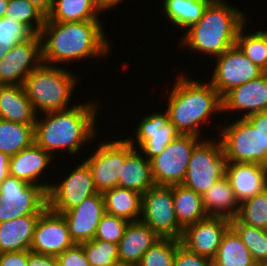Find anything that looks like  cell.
Segmentation results:
<instances>
[{"label": "cell", "instance_id": "30bf717a", "mask_svg": "<svg viewBox=\"0 0 267 266\" xmlns=\"http://www.w3.org/2000/svg\"><path fill=\"white\" fill-rule=\"evenodd\" d=\"M134 149L127 139H116L101 142L95 152L84 159L98 192L103 193L118 186V175L123 163Z\"/></svg>", "mask_w": 267, "mask_h": 266}, {"label": "cell", "instance_id": "3957f363", "mask_svg": "<svg viewBox=\"0 0 267 266\" xmlns=\"http://www.w3.org/2000/svg\"><path fill=\"white\" fill-rule=\"evenodd\" d=\"M236 8L225 0H212L202 18L185 30L179 45L214 58L220 56L236 44L238 32L247 22L246 15Z\"/></svg>", "mask_w": 267, "mask_h": 266}, {"label": "cell", "instance_id": "44dd1931", "mask_svg": "<svg viewBox=\"0 0 267 266\" xmlns=\"http://www.w3.org/2000/svg\"><path fill=\"white\" fill-rule=\"evenodd\" d=\"M54 158L53 155L33 143L16 155L10 156L9 175L28 184L41 185L48 191L51 184L47 181L45 183L44 180L39 182L38 178L46 173V168Z\"/></svg>", "mask_w": 267, "mask_h": 266}, {"label": "cell", "instance_id": "ba28073f", "mask_svg": "<svg viewBox=\"0 0 267 266\" xmlns=\"http://www.w3.org/2000/svg\"><path fill=\"white\" fill-rule=\"evenodd\" d=\"M140 221L160 238L181 239L183 228L176 219L172 186L154 185L142 195Z\"/></svg>", "mask_w": 267, "mask_h": 266}, {"label": "cell", "instance_id": "1f68e13d", "mask_svg": "<svg viewBox=\"0 0 267 266\" xmlns=\"http://www.w3.org/2000/svg\"><path fill=\"white\" fill-rule=\"evenodd\" d=\"M34 143V125L0 119V151L16 155Z\"/></svg>", "mask_w": 267, "mask_h": 266}, {"label": "cell", "instance_id": "f35d334b", "mask_svg": "<svg viewBox=\"0 0 267 266\" xmlns=\"http://www.w3.org/2000/svg\"><path fill=\"white\" fill-rule=\"evenodd\" d=\"M35 34L24 24L16 23L6 16L0 18V47L10 51L15 45L26 42Z\"/></svg>", "mask_w": 267, "mask_h": 266}, {"label": "cell", "instance_id": "6da1fadb", "mask_svg": "<svg viewBox=\"0 0 267 266\" xmlns=\"http://www.w3.org/2000/svg\"><path fill=\"white\" fill-rule=\"evenodd\" d=\"M39 36L42 61L47 65L95 59L111 49L100 20L57 22L46 17Z\"/></svg>", "mask_w": 267, "mask_h": 266}, {"label": "cell", "instance_id": "8fae6325", "mask_svg": "<svg viewBox=\"0 0 267 266\" xmlns=\"http://www.w3.org/2000/svg\"><path fill=\"white\" fill-rule=\"evenodd\" d=\"M70 171L60 184L51 183L47 191V206L60 214L98 193L91 171L84 161Z\"/></svg>", "mask_w": 267, "mask_h": 266}, {"label": "cell", "instance_id": "484cf974", "mask_svg": "<svg viewBox=\"0 0 267 266\" xmlns=\"http://www.w3.org/2000/svg\"><path fill=\"white\" fill-rule=\"evenodd\" d=\"M202 204L208 216L235 218L239 211V202L226 176L216 181L202 195Z\"/></svg>", "mask_w": 267, "mask_h": 266}, {"label": "cell", "instance_id": "b9f144b4", "mask_svg": "<svg viewBox=\"0 0 267 266\" xmlns=\"http://www.w3.org/2000/svg\"><path fill=\"white\" fill-rule=\"evenodd\" d=\"M56 258L58 266H90L83 250V243H75L72 247L57 255Z\"/></svg>", "mask_w": 267, "mask_h": 266}, {"label": "cell", "instance_id": "e0dca14e", "mask_svg": "<svg viewBox=\"0 0 267 266\" xmlns=\"http://www.w3.org/2000/svg\"><path fill=\"white\" fill-rule=\"evenodd\" d=\"M74 244L62 214L47 207L37 220L30 251L57 256Z\"/></svg>", "mask_w": 267, "mask_h": 266}, {"label": "cell", "instance_id": "7402d4cb", "mask_svg": "<svg viewBox=\"0 0 267 266\" xmlns=\"http://www.w3.org/2000/svg\"><path fill=\"white\" fill-rule=\"evenodd\" d=\"M160 237L142 221L129 222L118 243L119 261L139 264L143 255Z\"/></svg>", "mask_w": 267, "mask_h": 266}, {"label": "cell", "instance_id": "7dc6e473", "mask_svg": "<svg viewBox=\"0 0 267 266\" xmlns=\"http://www.w3.org/2000/svg\"><path fill=\"white\" fill-rule=\"evenodd\" d=\"M10 156L0 151V184L9 176Z\"/></svg>", "mask_w": 267, "mask_h": 266}, {"label": "cell", "instance_id": "d4e9b609", "mask_svg": "<svg viewBox=\"0 0 267 266\" xmlns=\"http://www.w3.org/2000/svg\"><path fill=\"white\" fill-rule=\"evenodd\" d=\"M154 185L150 160L134 149L123 163L118 175V186L143 195Z\"/></svg>", "mask_w": 267, "mask_h": 266}, {"label": "cell", "instance_id": "f546056e", "mask_svg": "<svg viewBox=\"0 0 267 266\" xmlns=\"http://www.w3.org/2000/svg\"><path fill=\"white\" fill-rule=\"evenodd\" d=\"M213 263L214 266H253L255 264L248 248L231 227L224 233Z\"/></svg>", "mask_w": 267, "mask_h": 266}, {"label": "cell", "instance_id": "ffe728a7", "mask_svg": "<svg viewBox=\"0 0 267 266\" xmlns=\"http://www.w3.org/2000/svg\"><path fill=\"white\" fill-rule=\"evenodd\" d=\"M225 176L239 203L267 188V166L261 164L227 162Z\"/></svg>", "mask_w": 267, "mask_h": 266}, {"label": "cell", "instance_id": "9a60e30c", "mask_svg": "<svg viewBox=\"0 0 267 266\" xmlns=\"http://www.w3.org/2000/svg\"><path fill=\"white\" fill-rule=\"evenodd\" d=\"M42 63L41 39L35 34L15 45L0 61V86L23 85L26 77Z\"/></svg>", "mask_w": 267, "mask_h": 266}, {"label": "cell", "instance_id": "5b68a950", "mask_svg": "<svg viewBox=\"0 0 267 266\" xmlns=\"http://www.w3.org/2000/svg\"><path fill=\"white\" fill-rule=\"evenodd\" d=\"M69 69L42 63L24 81L28 99L38 115L41 112L69 109V102L79 78Z\"/></svg>", "mask_w": 267, "mask_h": 266}, {"label": "cell", "instance_id": "f1b7e54d", "mask_svg": "<svg viewBox=\"0 0 267 266\" xmlns=\"http://www.w3.org/2000/svg\"><path fill=\"white\" fill-rule=\"evenodd\" d=\"M102 11L98 0H54L47 18L57 22L99 20Z\"/></svg>", "mask_w": 267, "mask_h": 266}, {"label": "cell", "instance_id": "f6af8a7d", "mask_svg": "<svg viewBox=\"0 0 267 266\" xmlns=\"http://www.w3.org/2000/svg\"><path fill=\"white\" fill-rule=\"evenodd\" d=\"M27 266H58L56 256L36 253L28 250Z\"/></svg>", "mask_w": 267, "mask_h": 266}, {"label": "cell", "instance_id": "8d00e7d4", "mask_svg": "<svg viewBox=\"0 0 267 266\" xmlns=\"http://www.w3.org/2000/svg\"><path fill=\"white\" fill-rule=\"evenodd\" d=\"M180 240L158 239L143 255L138 266H173L174 255Z\"/></svg>", "mask_w": 267, "mask_h": 266}, {"label": "cell", "instance_id": "d6986e66", "mask_svg": "<svg viewBox=\"0 0 267 266\" xmlns=\"http://www.w3.org/2000/svg\"><path fill=\"white\" fill-rule=\"evenodd\" d=\"M222 111H243L239 118L267 111V72L228 91L222 97Z\"/></svg>", "mask_w": 267, "mask_h": 266}, {"label": "cell", "instance_id": "5bb4252c", "mask_svg": "<svg viewBox=\"0 0 267 266\" xmlns=\"http://www.w3.org/2000/svg\"><path fill=\"white\" fill-rule=\"evenodd\" d=\"M135 132L136 140L127 138V141L148 160L160 154L174 138L181 135L165 111L143 116Z\"/></svg>", "mask_w": 267, "mask_h": 266}, {"label": "cell", "instance_id": "f5cc1de1", "mask_svg": "<svg viewBox=\"0 0 267 266\" xmlns=\"http://www.w3.org/2000/svg\"><path fill=\"white\" fill-rule=\"evenodd\" d=\"M253 266H267V263H255Z\"/></svg>", "mask_w": 267, "mask_h": 266}, {"label": "cell", "instance_id": "4316f807", "mask_svg": "<svg viewBox=\"0 0 267 266\" xmlns=\"http://www.w3.org/2000/svg\"><path fill=\"white\" fill-rule=\"evenodd\" d=\"M102 194L106 213L129 222L140 220L142 194L119 186L108 189Z\"/></svg>", "mask_w": 267, "mask_h": 266}, {"label": "cell", "instance_id": "7bdbcfd3", "mask_svg": "<svg viewBox=\"0 0 267 266\" xmlns=\"http://www.w3.org/2000/svg\"><path fill=\"white\" fill-rule=\"evenodd\" d=\"M246 119L258 130L261 139V165L267 166V111L252 114Z\"/></svg>", "mask_w": 267, "mask_h": 266}, {"label": "cell", "instance_id": "7c38bea8", "mask_svg": "<svg viewBox=\"0 0 267 266\" xmlns=\"http://www.w3.org/2000/svg\"><path fill=\"white\" fill-rule=\"evenodd\" d=\"M214 72L209 82L223 97L228 91L243 85L264 73L252 63L235 44L216 57Z\"/></svg>", "mask_w": 267, "mask_h": 266}, {"label": "cell", "instance_id": "e575fe53", "mask_svg": "<svg viewBox=\"0 0 267 266\" xmlns=\"http://www.w3.org/2000/svg\"><path fill=\"white\" fill-rule=\"evenodd\" d=\"M6 17L26 25L34 34L40 33L46 20V16L28 0H9Z\"/></svg>", "mask_w": 267, "mask_h": 266}, {"label": "cell", "instance_id": "ab89813d", "mask_svg": "<svg viewBox=\"0 0 267 266\" xmlns=\"http://www.w3.org/2000/svg\"><path fill=\"white\" fill-rule=\"evenodd\" d=\"M129 221L105 213L100 220L94 239L118 244Z\"/></svg>", "mask_w": 267, "mask_h": 266}, {"label": "cell", "instance_id": "9c48e42d", "mask_svg": "<svg viewBox=\"0 0 267 266\" xmlns=\"http://www.w3.org/2000/svg\"><path fill=\"white\" fill-rule=\"evenodd\" d=\"M194 135L174 138L157 156L150 159L155 185H180L183 183L187 165L194 148L201 142Z\"/></svg>", "mask_w": 267, "mask_h": 266}, {"label": "cell", "instance_id": "c3c4849f", "mask_svg": "<svg viewBox=\"0 0 267 266\" xmlns=\"http://www.w3.org/2000/svg\"><path fill=\"white\" fill-rule=\"evenodd\" d=\"M123 0H98L100 7L105 10H110L114 8L117 4L121 3Z\"/></svg>", "mask_w": 267, "mask_h": 266}, {"label": "cell", "instance_id": "4dcf8cb0", "mask_svg": "<svg viewBox=\"0 0 267 266\" xmlns=\"http://www.w3.org/2000/svg\"><path fill=\"white\" fill-rule=\"evenodd\" d=\"M167 19L180 29L197 23L212 0H162Z\"/></svg>", "mask_w": 267, "mask_h": 266}, {"label": "cell", "instance_id": "7a4b0ae2", "mask_svg": "<svg viewBox=\"0 0 267 266\" xmlns=\"http://www.w3.org/2000/svg\"><path fill=\"white\" fill-rule=\"evenodd\" d=\"M63 111L42 113L34 125V143L52 155L53 151L67 149L75 155L82 145L97 134V104L93 102L72 105ZM96 131V132H95Z\"/></svg>", "mask_w": 267, "mask_h": 266}, {"label": "cell", "instance_id": "4fadbf2b", "mask_svg": "<svg viewBox=\"0 0 267 266\" xmlns=\"http://www.w3.org/2000/svg\"><path fill=\"white\" fill-rule=\"evenodd\" d=\"M220 142L227 162L261 164V139L246 118H239L220 130Z\"/></svg>", "mask_w": 267, "mask_h": 266}, {"label": "cell", "instance_id": "ac0fdd59", "mask_svg": "<svg viewBox=\"0 0 267 266\" xmlns=\"http://www.w3.org/2000/svg\"><path fill=\"white\" fill-rule=\"evenodd\" d=\"M105 213L103 194L98 192L61 214L67 223L70 237L80 244L94 239L98 224Z\"/></svg>", "mask_w": 267, "mask_h": 266}, {"label": "cell", "instance_id": "277c9868", "mask_svg": "<svg viewBox=\"0 0 267 266\" xmlns=\"http://www.w3.org/2000/svg\"><path fill=\"white\" fill-rule=\"evenodd\" d=\"M179 76L170 89L165 112L180 134L199 137V127L208 123L211 114L223 112L222 97L210 82L201 83L187 74Z\"/></svg>", "mask_w": 267, "mask_h": 266}, {"label": "cell", "instance_id": "bcb514c9", "mask_svg": "<svg viewBox=\"0 0 267 266\" xmlns=\"http://www.w3.org/2000/svg\"><path fill=\"white\" fill-rule=\"evenodd\" d=\"M46 17L51 13L54 0H28Z\"/></svg>", "mask_w": 267, "mask_h": 266}, {"label": "cell", "instance_id": "d6a6232c", "mask_svg": "<svg viewBox=\"0 0 267 266\" xmlns=\"http://www.w3.org/2000/svg\"><path fill=\"white\" fill-rule=\"evenodd\" d=\"M230 227L248 248L255 263H267V230L230 219Z\"/></svg>", "mask_w": 267, "mask_h": 266}, {"label": "cell", "instance_id": "ee69618b", "mask_svg": "<svg viewBox=\"0 0 267 266\" xmlns=\"http://www.w3.org/2000/svg\"><path fill=\"white\" fill-rule=\"evenodd\" d=\"M28 250L0 253V266H27Z\"/></svg>", "mask_w": 267, "mask_h": 266}, {"label": "cell", "instance_id": "60d3db41", "mask_svg": "<svg viewBox=\"0 0 267 266\" xmlns=\"http://www.w3.org/2000/svg\"><path fill=\"white\" fill-rule=\"evenodd\" d=\"M173 266H214L213 260L188 251L181 244L174 255Z\"/></svg>", "mask_w": 267, "mask_h": 266}, {"label": "cell", "instance_id": "681fc988", "mask_svg": "<svg viewBox=\"0 0 267 266\" xmlns=\"http://www.w3.org/2000/svg\"><path fill=\"white\" fill-rule=\"evenodd\" d=\"M8 3L9 0H0V18L6 16Z\"/></svg>", "mask_w": 267, "mask_h": 266}, {"label": "cell", "instance_id": "8992f818", "mask_svg": "<svg viewBox=\"0 0 267 266\" xmlns=\"http://www.w3.org/2000/svg\"><path fill=\"white\" fill-rule=\"evenodd\" d=\"M200 140L192 152L182 185L203 195L225 176L227 161L220 140Z\"/></svg>", "mask_w": 267, "mask_h": 266}, {"label": "cell", "instance_id": "74e56055", "mask_svg": "<svg viewBox=\"0 0 267 266\" xmlns=\"http://www.w3.org/2000/svg\"><path fill=\"white\" fill-rule=\"evenodd\" d=\"M83 250L90 266H114L119 261L118 244L93 239L83 242Z\"/></svg>", "mask_w": 267, "mask_h": 266}, {"label": "cell", "instance_id": "cb8c5ba5", "mask_svg": "<svg viewBox=\"0 0 267 266\" xmlns=\"http://www.w3.org/2000/svg\"><path fill=\"white\" fill-rule=\"evenodd\" d=\"M40 215H25L0 222V253L30 250Z\"/></svg>", "mask_w": 267, "mask_h": 266}, {"label": "cell", "instance_id": "52a82bcc", "mask_svg": "<svg viewBox=\"0 0 267 266\" xmlns=\"http://www.w3.org/2000/svg\"><path fill=\"white\" fill-rule=\"evenodd\" d=\"M47 207V191L41 185L10 175L0 184V222L40 215Z\"/></svg>", "mask_w": 267, "mask_h": 266}, {"label": "cell", "instance_id": "f907efd6", "mask_svg": "<svg viewBox=\"0 0 267 266\" xmlns=\"http://www.w3.org/2000/svg\"><path fill=\"white\" fill-rule=\"evenodd\" d=\"M114 266H138V265L134 263L117 261Z\"/></svg>", "mask_w": 267, "mask_h": 266}, {"label": "cell", "instance_id": "83f0119b", "mask_svg": "<svg viewBox=\"0 0 267 266\" xmlns=\"http://www.w3.org/2000/svg\"><path fill=\"white\" fill-rule=\"evenodd\" d=\"M172 193L176 219L183 229L208 216L202 204V195L182 184L172 185Z\"/></svg>", "mask_w": 267, "mask_h": 266}, {"label": "cell", "instance_id": "816d5d0a", "mask_svg": "<svg viewBox=\"0 0 267 266\" xmlns=\"http://www.w3.org/2000/svg\"><path fill=\"white\" fill-rule=\"evenodd\" d=\"M7 53H8V50L6 47H0V61L5 57Z\"/></svg>", "mask_w": 267, "mask_h": 266}, {"label": "cell", "instance_id": "836d02e7", "mask_svg": "<svg viewBox=\"0 0 267 266\" xmlns=\"http://www.w3.org/2000/svg\"><path fill=\"white\" fill-rule=\"evenodd\" d=\"M244 25L238 32L236 45L252 63L267 72V31L245 35Z\"/></svg>", "mask_w": 267, "mask_h": 266}, {"label": "cell", "instance_id": "2e32d148", "mask_svg": "<svg viewBox=\"0 0 267 266\" xmlns=\"http://www.w3.org/2000/svg\"><path fill=\"white\" fill-rule=\"evenodd\" d=\"M230 227V219L222 216H207L183 229L181 245L188 251L213 260L222 237Z\"/></svg>", "mask_w": 267, "mask_h": 266}, {"label": "cell", "instance_id": "603a6c76", "mask_svg": "<svg viewBox=\"0 0 267 266\" xmlns=\"http://www.w3.org/2000/svg\"><path fill=\"white\" fill-rule=\"evenodd\" d=\"M37 114L23 85L0 86V119L35 125Z\"/></svg>", "mask_w": 267, "mask_h": 266}, {"label": "cell", "instance_id": "d590c367", "mask_svg": "<svg viewBox=\"0 0 267 266\" xmlns=\"http://www.w3.org/2000/svg\"><path fill=\"white\" fill-rule=\"evenodd\" d=\"M236 218L244 224L267 230V188L240 203Z\"/></svg>", "mask_w": 267, "mask_h": 266}]
</instances>
